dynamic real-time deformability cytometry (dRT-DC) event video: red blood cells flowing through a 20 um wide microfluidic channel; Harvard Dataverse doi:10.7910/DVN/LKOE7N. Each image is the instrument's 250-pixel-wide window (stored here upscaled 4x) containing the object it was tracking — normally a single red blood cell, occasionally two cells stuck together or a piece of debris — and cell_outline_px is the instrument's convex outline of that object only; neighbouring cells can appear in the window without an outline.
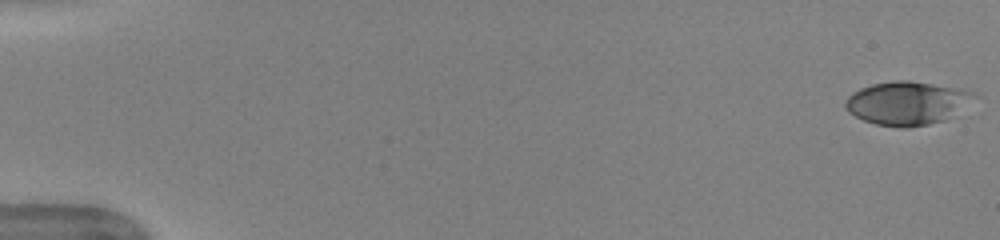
{"species": "human", "species_latin": "Homo sapiens", "temperature_condition": "warm", "stored_images_in_passage": 43, "camera_frame_rate_fps": 3000, "um_per_image_px": 0.085, "donor": {"sex": "female"}, "frame": {"image": 1, "passage_image": 1, "time_ms": 0.0, "image_size_px": [1000, 240], "cell_outline_px": [[980, 96], [944, 120], [928, 124], [908, 128], [900, 128], [876, 124], [864, 120], [848, 112], [844, 104], [848, 96], [852, 92], [860, 88], [872, 84], [896, 80], [908, 80], [968, 88], [976, 92]], "centroid_in_image_um": [77.15, 8.74], "position_along_channel_um": 7.8, "area_um2": 33.0}}
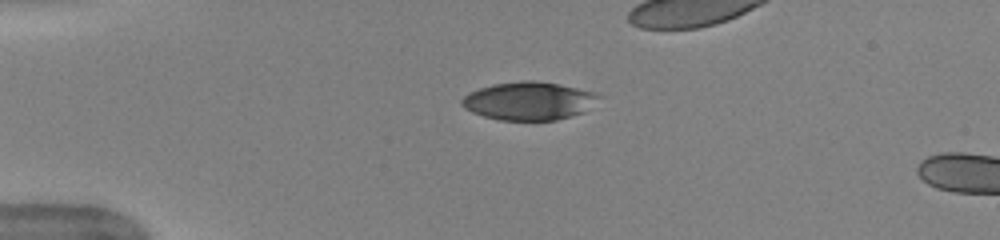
{"frame": {"image": 2, "passage_image": 13, "time_ms": 4.0, "image_size_px": [1000, 240], "cell_outline_px": [[604, 96], [584, 112], [572, 116], [556, 120], [500, 120], [484, 116], [472, 112], [464, 108], [460, 104], [460, 100], [468, 92], [492, 84], [524, 80], [532, 80], [560, 84], [592, 92]], "centroid_in_image_um": [44.95, 8.58], "position_along_channel_um": 40.1, "area_um2": 30.58}}
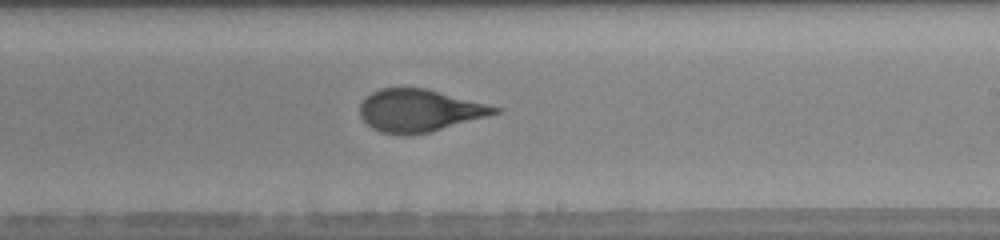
{"frame": {"image": 3, "passage_image": 32, "time_ms": 10.333, "image_size_px": [1000, 240], "cell_outline_px": [[500, 112], [488, 116], [432, 132], [408, 136], [400, 136], [380, 132], [372, 128], [360, 116], [360, 104], [372, 92], [380, 88], [424, 88], [500, 108]], "centroid_in_image_um": [35.6, 9.43], "position_along_channel_um": 253.4, "area_um2": 33.12}}